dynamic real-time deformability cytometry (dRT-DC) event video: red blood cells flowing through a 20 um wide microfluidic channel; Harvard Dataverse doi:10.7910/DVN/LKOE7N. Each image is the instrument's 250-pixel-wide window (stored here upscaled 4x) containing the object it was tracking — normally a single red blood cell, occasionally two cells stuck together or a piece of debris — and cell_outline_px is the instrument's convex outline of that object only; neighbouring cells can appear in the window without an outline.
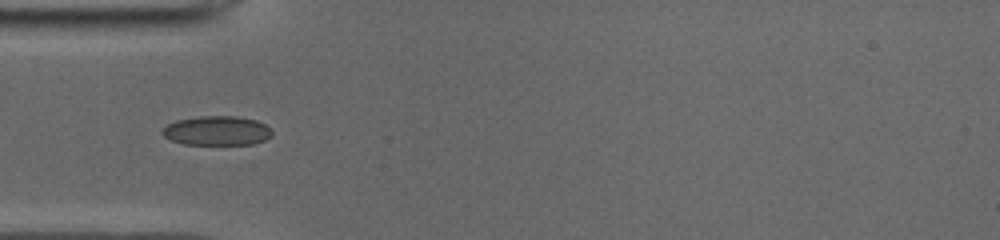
{"species": "common noctule bat (a hibernating species)", "species_latin": "Nyctalus noctula", "temperature_condition": "cold", "stored_images_in_passage": 36, "camera_frame_rate_fps": 3000, "um_per_image_px": 0.085, "animal": {"sex": "male", "body_mass_g": 19.0, "forearm_length_mm": 50.8}, "frame": {"image": 1, "passage_image": 1, "time_ms": 0.0, "image_size_px": [1000, 240], "cell_outline_px": [[272, 136], [264, 140], [252, 144], [184, 144], [172, 140], [164, 136], [160, 132], [168, 124], [176, 120], [200, 116], [236, 116], [256, 120], [264, 124], [272, 132]], "centroid_in_image_um": [18.43, 11.1], "position_along_channel_um": 66.6, "area_um2": 18.61}}
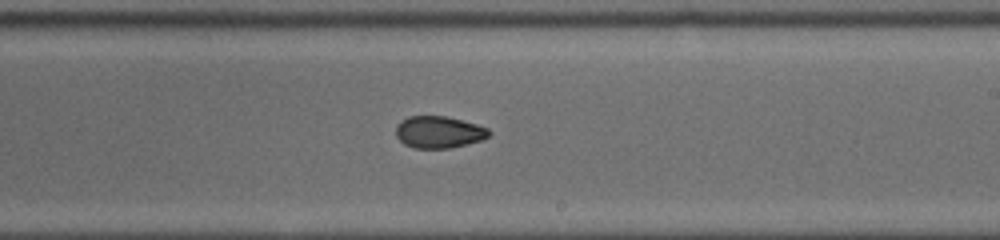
{"frame": {"image": 2, "passage_image": 15, "time_ms": 4.667, "image_size_px": [1000, 240], "cell_outline_px": [[492, 132], [488, 136], [480, 140], [448, 148], [416, 148], [404, 144], [396, 136], [396, 124], [400, 120], [408, 116], [448, 116], [476, 124], [488, 128]], "centroid_in_image_um": [37.27, 11.21], "position_along_channel_um": 251.7, "area_um2": 17.28}}
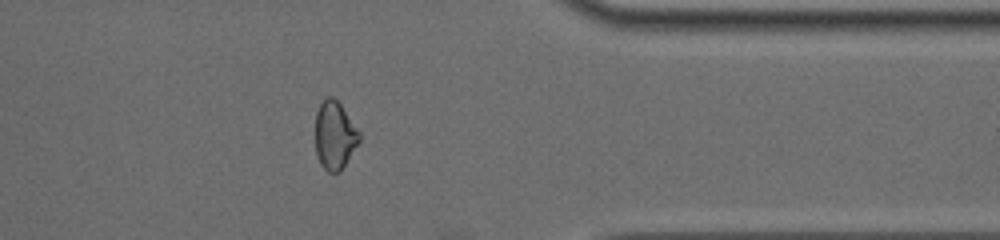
{"frame": {"image": 3, "passage_image": 26, "time_ms": 8.333, "image_size_px": [1000, 240], "cell_outline_px": [[360, 140], [340, 172], [328, 172], [320, 164], [316, 152], [316, 112], [320, 104], [328, 96], [332, 96], [340, 104], [360, 132]], "centroid_in_image_um": [28.44, 11.51], "position_along_channel_um": 383.0, "area_um2": 17.22}, "authors_computed_cell_mechanics": {"area_um2": 18.1781, "velocity_mm_per_s": 3.9753, "shape_relaxation_time_tau1_ms": 6.1353, "shape_relaxation_time_tau2_ms": 1.7672, "deformation_change_tau1": 0.1362, "deformation_change_tau2": 0.0495}}